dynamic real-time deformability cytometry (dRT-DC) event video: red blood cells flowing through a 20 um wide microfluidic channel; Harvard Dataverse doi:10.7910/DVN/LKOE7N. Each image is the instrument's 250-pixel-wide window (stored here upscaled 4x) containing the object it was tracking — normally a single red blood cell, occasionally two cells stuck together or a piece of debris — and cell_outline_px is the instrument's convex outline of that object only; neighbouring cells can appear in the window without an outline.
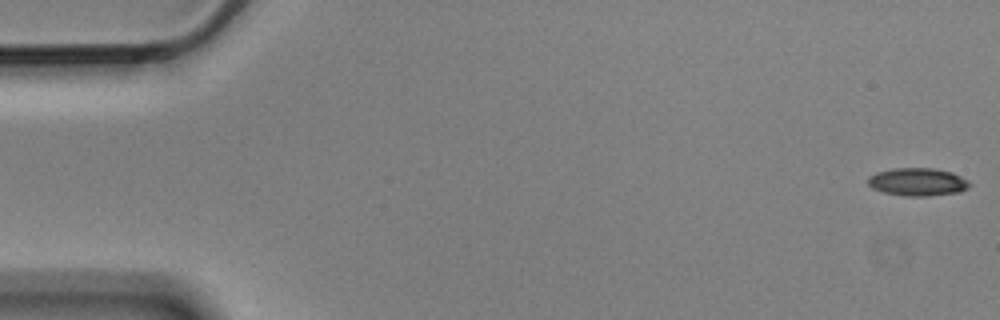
{"species": "Egyptian fruit bat (a non-hibernating species)", "species_latin": "Rousettus aegyptiacus", "temperature_condition": "cold", "stored_images_in_passage": 6, "camera_frame_rate_fps": 3000, "um_per_image_px": 0.085, "animal": {"sex": "male"}, "frame": {"image": 1, "passage_image": 1, "time_ms": 0.0, "image_size_px": [1000, 320], "cell_outline_px": [[972, 184], [968, 188], [960, 192], [928, 196], [904, 196], [884, 192], [872, 188], [868, 184], [868, 176], [876, 172], [896, 168], [932, 168], [952, 172], [968, 180]], "centroid_in_image_um": [78.01, 15.46], "position_along_channel_um": 7.0, "area_um2": 16.59}}